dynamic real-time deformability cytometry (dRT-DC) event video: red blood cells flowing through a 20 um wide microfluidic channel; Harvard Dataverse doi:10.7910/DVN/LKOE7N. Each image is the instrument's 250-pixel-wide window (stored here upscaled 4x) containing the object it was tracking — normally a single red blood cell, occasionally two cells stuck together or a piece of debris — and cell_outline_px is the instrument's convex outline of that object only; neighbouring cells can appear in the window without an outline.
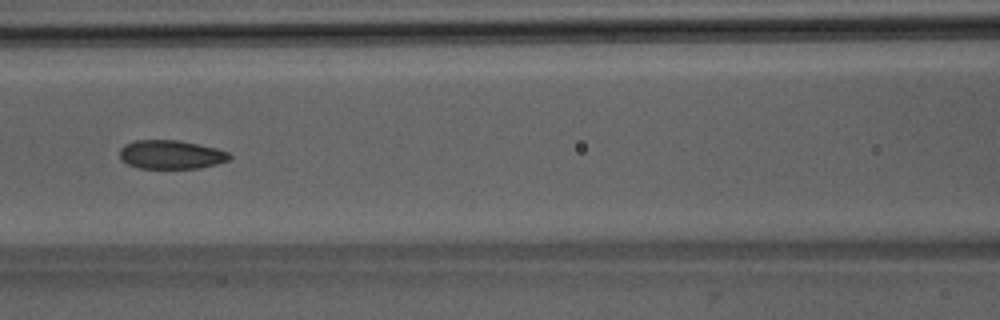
{"species": "Egyptian fruit bat (a non-hibernating species)", "species_latin": "Rousettus aegyptiacus", "temperature_condition": "room temperature", "stored_images_in_passage": 6, "camera_frame_rate_fps": 3000, "um_per_image_px": 0.085, "animal": {"sex": "male"}, "frame": {"image": 1, "passage_image": 6, "time_ms": 5.667, "image_size_px": [1000, 320], "cell_outline_px": [[232, 156], [228, 160], [216, 164], [200, 168], [140, 168], [128, 164], [120, 160], [120, 148], [124, 144], [136, 140], [180, 140], [216, 148], [228, 152]], "centroid_in_image_um": [14.52, 13.13], "position_along_channel_um": 152.1, "area_um2": 18.44}}